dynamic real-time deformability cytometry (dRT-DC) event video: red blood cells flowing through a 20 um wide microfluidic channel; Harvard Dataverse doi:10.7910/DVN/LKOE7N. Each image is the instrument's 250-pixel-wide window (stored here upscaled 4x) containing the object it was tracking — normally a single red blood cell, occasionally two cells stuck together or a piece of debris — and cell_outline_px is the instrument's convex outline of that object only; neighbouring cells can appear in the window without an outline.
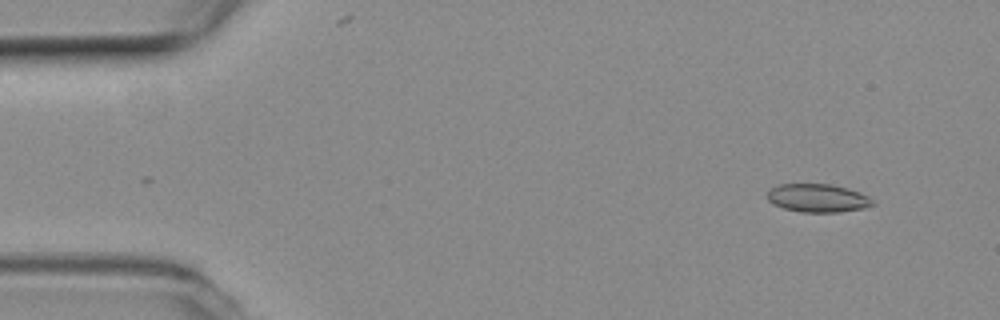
{"species": "common noctule bat (a hibernating species)", "species_latin": "Nyctalus noctula", "temperature_condition": "room temperature", "stored_images_in_passage": 2, "camera_frame_rate_fps": 3000, "um_per_image_px": 0.085, "animal": {"sex": "female", "body_mass_g": 19.3, "forearm_length_mm": 54.1}, "frame": {"image": 1, "passage_image": 2, "time_ms": 0.333, "image_size_px": [1000, 320], "cell_outline_px": [[876, 204], [864, 208], [840, 212], [800, 212], [784, 208], [772, 204], [768, 200], [768, 192], [772, 188], [780, 184], [832, 184], [848, 188], [860, 192], [876, 200]], "centroid_in_image_um": [69.56, 16.84], "position_along_channel_um": 15.4, "area_um2": 17.51}}